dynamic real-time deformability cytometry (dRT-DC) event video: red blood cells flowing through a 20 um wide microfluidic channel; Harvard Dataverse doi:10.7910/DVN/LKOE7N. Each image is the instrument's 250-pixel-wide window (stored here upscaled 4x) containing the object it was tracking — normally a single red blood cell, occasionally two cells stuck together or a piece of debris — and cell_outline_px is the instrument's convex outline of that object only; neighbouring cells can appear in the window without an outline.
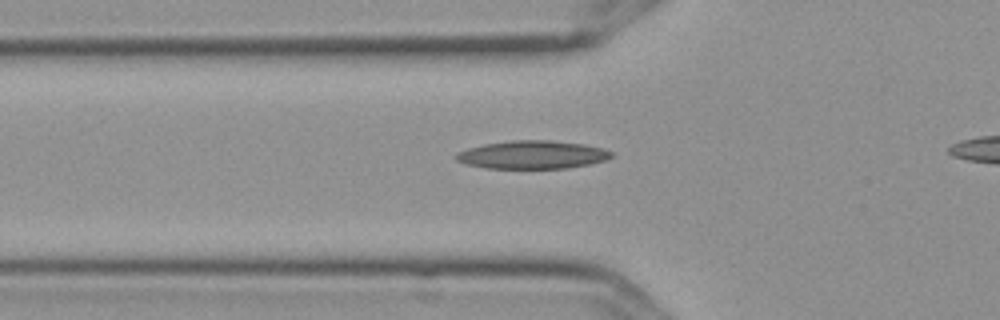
{"species": "Egyptian fruit bat (a non-hibernating species)", "species_latin": "Rousettus aegyptiacus", "temperature_condition": "cold", "stored_images_in_passage": 3, "camera_frame_rate_fps": 3000, "um_per_image_px": 0.085, "frame": {"image": 1, "passage_image": 3, "time_ms": 0.667, "image_size_px": [1000, 320], "cell_outline_px": [[612, 156], [604, 160], [588, 164], [568, 168], [484, 168], [468, 164], [456, 160], [456, 152], [468, 148], [484, 144], [512, 140], [552, 140], [584, 144], [604, 148], [612, 152]], "centroid_in_image_um": [45.25, 13.14], "position_along_channel_um": 80.6, "area_um2": 25.37}}